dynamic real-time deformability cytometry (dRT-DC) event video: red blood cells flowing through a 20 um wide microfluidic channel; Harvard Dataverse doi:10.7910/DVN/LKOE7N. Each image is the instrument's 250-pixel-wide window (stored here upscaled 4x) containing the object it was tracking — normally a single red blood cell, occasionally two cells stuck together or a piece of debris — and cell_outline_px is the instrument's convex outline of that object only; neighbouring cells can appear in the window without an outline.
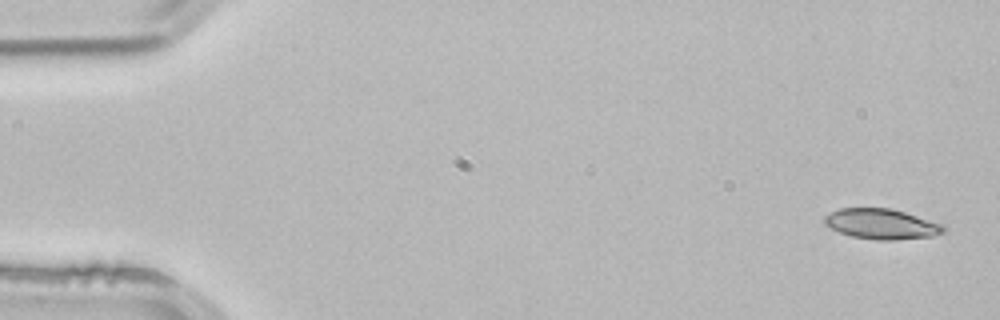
{"species": "common noctule bat (a hibernating species)", "species_latin": "Nyctalus noctula", "temperature_condition": "room temperature", "stored_images_in_passage": 3, "camera_frame_rate_fps": 3000, "um_per_image_px": 0.085, "animal": {"sex": "male", "body_mass_g": 21.5, "forearm_length_mm": 52.0}, "frame": {"image": 1, "passage_image": 1, "time_ms": 0.0, "image_size_px": [1000, 320], "cell_outline_px": [[948, 228], [944, 232], [932, 236], [896, 240], [876, 240], [852, 236], [840, 232], [824, 224], [824, 216], [840, 208], [892, 208], [944, 224]], "centroid_in_image_um": [74.97, 19.04], "position_along_channel_um": 10.0, "area_um2": 21.1}}
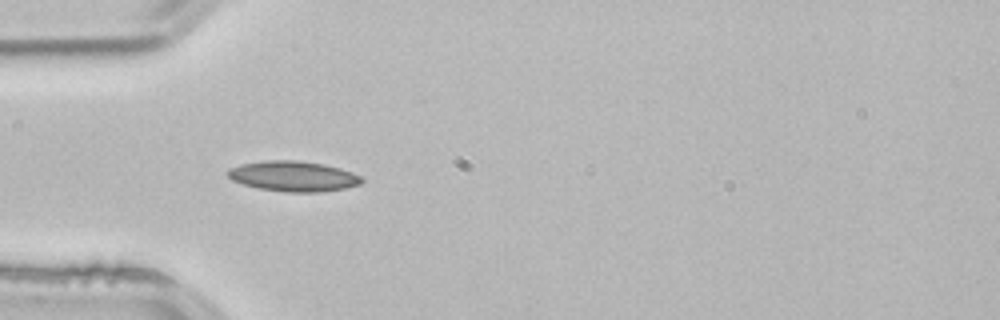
{"frame": {"image": 2, "passage_image": 3, "time_ms": 0.667, "image_size_px": [1000, 320], "cell_outline_px": [[364, 180], [360, 184], [344, 188], [320, 192], [284, 192], [260, 188], [244, 184], [232, 180], [224, 172], [228, 168], [240, 164], [264, 160], [296, 160], [324, 164], [340, 168], [352, 172], [360, 176]], "centroid_in_image_um": [24.9, 14.97], "position_along_channel_um": 60.1, "area_um2": 23.76}}